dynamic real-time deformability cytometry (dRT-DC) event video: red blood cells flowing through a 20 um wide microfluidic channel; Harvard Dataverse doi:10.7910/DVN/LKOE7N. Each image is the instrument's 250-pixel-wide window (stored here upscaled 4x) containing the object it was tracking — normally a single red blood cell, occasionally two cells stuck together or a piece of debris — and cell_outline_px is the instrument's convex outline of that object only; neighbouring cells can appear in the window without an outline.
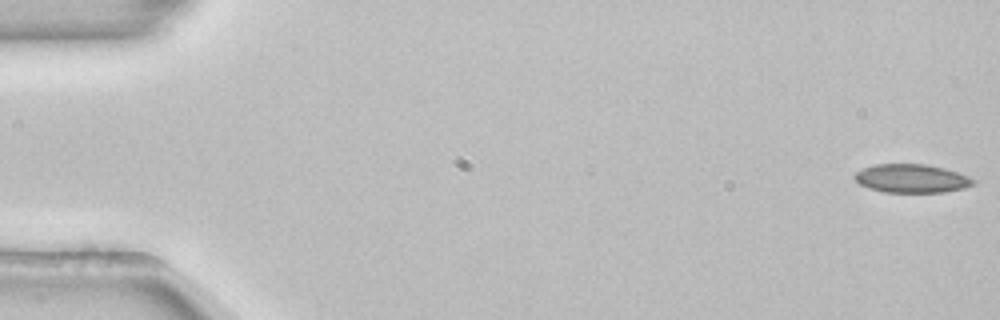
{"species": "common noctule bat (a hibernating species)", "species_latin": "Nyctalus noctula", "temperature_condition": "room temperature", "stored_images_in_passage": 53, "camera_frame_rate_fps": 3000, "um_per_image_px": 0.085, "animal": {"sex": "female", "body_mass_g": 22.7, "forearm_length_mm": 54.2}, "frame": {"image": 1, "passage_image": 1, "time_ms": 0.0, "image_size_px": [1000, 320], "cell_outline_px": [[976, 180], [972, 184], [964, 188], [944, 192], [884, 192], [868, 188], [860, 184], [852, 176], [856, 172], [872, 164], [924, 164], [944, 168], [968, 176]], "centroid_in_image_um": [77.45, 15.17], "position_along_channel_um": 7.5, "area_um2": 19.65}}
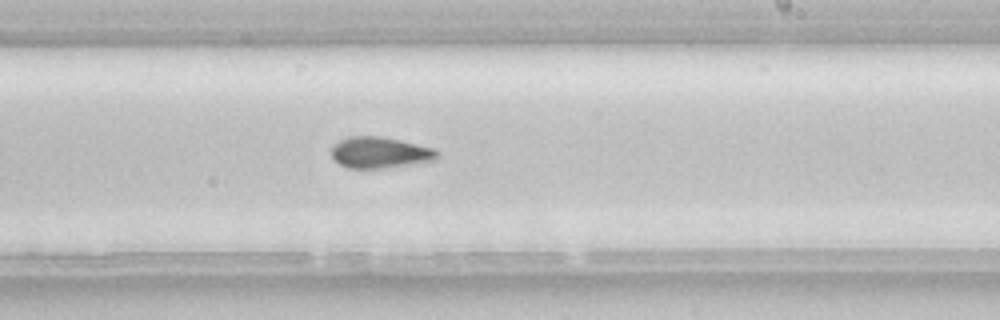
{"frame": {"image": 2, "passage_image": 32, "time_ms": 10.333, "image_size_px": [1000, 320], "cell_outline_px": [[440, 156], [436, 160], [384, 168], [348, 168], [340, 164], [332, 156], [332, 144], [348, 136], [380, 136], [400, 140], [436, 148], [440, 152]], "centroid_in_image_um": [32.33, 12.96], "position_along_channel_um": 256.7, "area_um2": 19.36}}
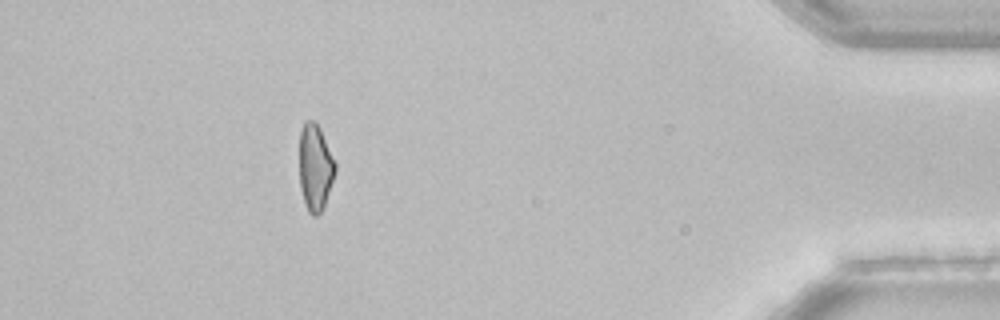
{"frame": {"image": 3, "passage_image": 48, "time_ms": 15.667, "image_size_px": [1000, 320], "cell_outline_px": [[336, 168], [324, 204], [320, 212], [316, 216], [312, 216], [308, 212], [300, 188], [300, 132], [304, 120], [312, 120], [320, 128], [336, 164]], "centroid_in_image_um": [26.77, 14.21], "position_along_channel_um": 408.4, "area_um2": 17.69}}